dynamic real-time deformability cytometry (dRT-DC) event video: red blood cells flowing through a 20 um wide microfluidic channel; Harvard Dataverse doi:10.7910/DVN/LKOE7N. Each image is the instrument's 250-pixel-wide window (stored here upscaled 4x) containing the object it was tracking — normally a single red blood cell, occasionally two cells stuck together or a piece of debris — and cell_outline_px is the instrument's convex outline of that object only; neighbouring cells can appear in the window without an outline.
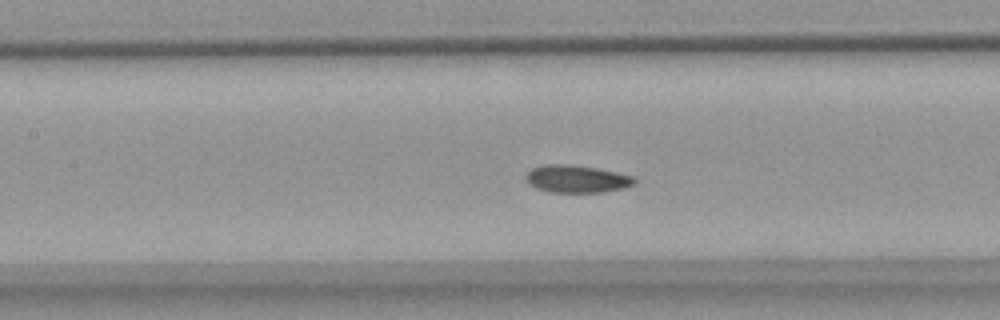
{"species": "common noctule bat (a hibernating species)", "species_latin": "Nyctalus noctula", "temperature_condition": "warm", "stored_images_in_passage": 56, "camera_frame_rate_fps": 3000, "um_per_image_px": 0.085, "animal": {"sex": "female", "body_mass_g": 18.4}, "frame": {"image": 1, "passage_image": 25, "time_ms": 8.0, "image_size_px": [1000, 320], "cell_outline_px": [[636, 184], [624, 188], [600, 192], [552, 192], [536, 188], [528, 184], [524, 176], [532, 168], [548, 164], [568, 164], [596, 168], [636, 176]], "centroid_in_image_um": [49.04, 15.21], "position_along_channel_um": 158.4, "area_um2": 17.46}}
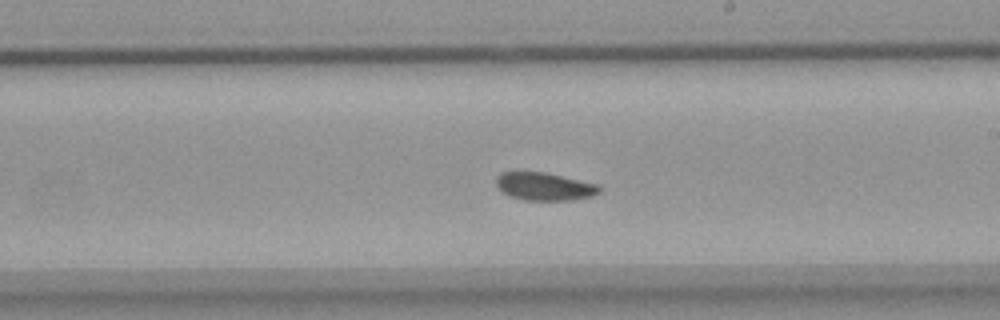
{"frame": {"image": 2, "passage_image": 32, "time_ms": 10.333, "image_size_px": [1000, 320], "cell_outline_px": [[600, 192], [592, 196], [572, 200], [524, 200], [512, 196], [504, 192], [496, 184], [496, 176], [500, 172], [544, 172], [600, 184]], "centroid_in_image_um": [46.31, 15.84], "position_along_channel_um": 242.7, "area_um2": 16.7}}
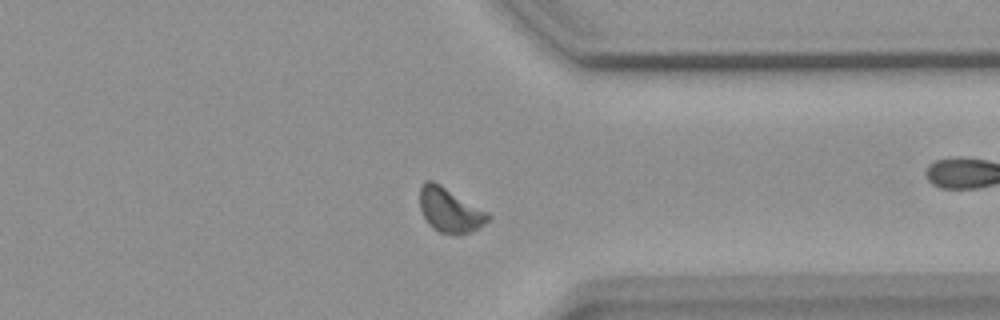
{"frame": {"image": 3, "passage_image": 43, "time_ms": 14.0, "image_size_px": [1000, 320], "cell_outline_px": [[492, 216], [480, 228], [468, 232], [440, 232], [432, 228], [428, 224], [420, 208], [420, 184], [424, 180], [432, 180], [440, 184], [488, 212]], "centroid_in_image_um": [38.22, 17.82], "position_along_channel_um": 373.2, "area_um2": 17.4}, "authors_computed_cell_mechanics": {"area_um2": 17.1666, "velocity_mm_per_s": 3.6432, "shape_relaxation_time_tau1_ms": null, "shape_relaxation_time_tau2_ms": 4.0778, "deformation_change_tau1": null, "deformation_change_tau2": 0.0795}}